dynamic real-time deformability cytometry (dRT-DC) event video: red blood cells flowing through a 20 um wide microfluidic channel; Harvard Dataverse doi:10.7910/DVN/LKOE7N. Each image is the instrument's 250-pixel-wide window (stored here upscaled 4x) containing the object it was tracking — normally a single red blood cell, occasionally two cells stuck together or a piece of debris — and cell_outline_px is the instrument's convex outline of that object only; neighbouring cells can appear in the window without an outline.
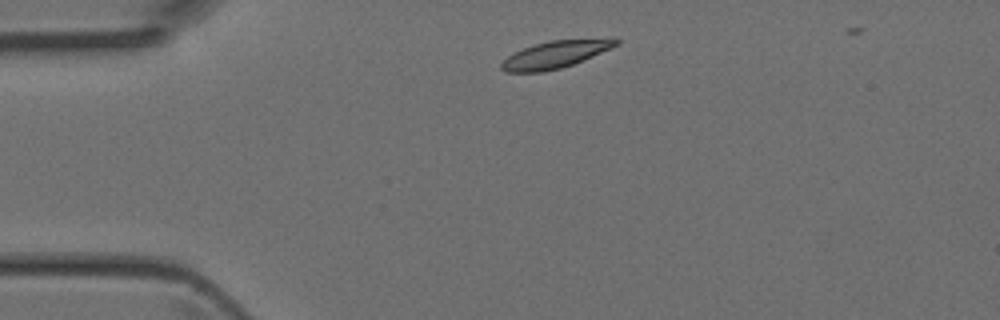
{"species": "Egyptian fruit bat (a non-hibernating species)", "species_latin": "Rousettus aegyptiacus", "temperature_condition": "room temperature", "stored_images_in_passage": 2, "camera_frame_rate_fps": 3000, "um_per_image_px": 0.085, "animal": {"sex": "female"}, "frame": {"image": 1, "passage_image": 1, "time_ms": 0.0, "image_size_px": [1000, 320], "cell_outline_px": [[620, 44], [612, 48], [572, 64], [560, 68], [544, 72], [504, 72], [500, 68], [500, 64], [512, 52], [548, 40], [616, 36], [620, 40]], "centroid_in_image_um": [47.29, 4.59], "position_along_channel_um": 37.7, "area_um2": 18.73}}